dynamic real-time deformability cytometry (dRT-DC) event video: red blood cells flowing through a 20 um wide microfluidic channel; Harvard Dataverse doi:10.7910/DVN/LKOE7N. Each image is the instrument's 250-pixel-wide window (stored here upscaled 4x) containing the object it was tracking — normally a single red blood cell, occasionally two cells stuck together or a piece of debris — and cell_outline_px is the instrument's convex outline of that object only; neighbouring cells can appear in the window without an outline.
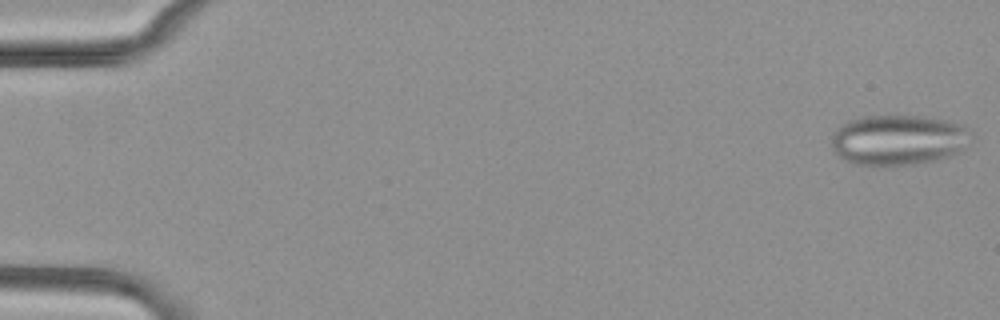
{"species": "common noctule bat (a hibernating species)", "species_latin": "Nyctalus noctula", "temperature_condition": "cold", "stored_images_in_passage": 10, "camera_frame_rate_fps": 3000, "um_per_image_px": 0.085, "animal": {"sex": "female", "body_mass_g": 29.2, "forearm_length_mm": 56.3}, "frame": {"image": 1, "passage_image": 1, "time_ms": 0.0, "image_size_px": [1000, 320], "cell_outline_px": [[972, 136], [960, 152], [940, 160], [892, 168], [876, 168], [852, 164], [844, 160], [832, 148], [832, 132], [840, 124], [848, 120], [864, 116], [924, 116], [948, 120], [960, 124], [968, 128], [972, 132]], "centroid_in_image_um": [76.34, 11.94], "position_along_channel_um": 8.7, "area_um2": 42.37}}